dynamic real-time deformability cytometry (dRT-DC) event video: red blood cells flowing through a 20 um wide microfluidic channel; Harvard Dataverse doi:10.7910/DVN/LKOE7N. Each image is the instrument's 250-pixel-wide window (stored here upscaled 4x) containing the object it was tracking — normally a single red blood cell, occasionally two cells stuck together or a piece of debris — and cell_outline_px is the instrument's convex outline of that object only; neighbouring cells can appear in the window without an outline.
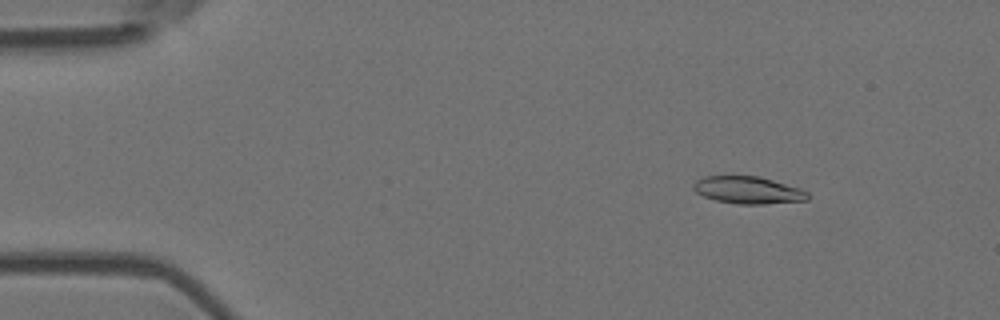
{"species": "Egyptian fruit bat (a non-hibernating species)", "species_latin": "Rousettus aegyptiacus", "temperature_condition": "room temperature", "stored_images_in_passage": 6, "camera_frame_rate_fps": 3000, "um_per_image_px": 0.085, "animal": {"sex": "female"}, "frame": {"image": 1, "passage_image": 2, "time_ms": 0.333, "image_size_px": [1000, 320], "cell_outline_px": [[808, 200], [764, 204], [736, 204], [716, 200], [704, 196], [696, 192], [692, 188], [692, 184], [696, 180], [704, 176], [760, 176], [800, 188], [808, 192]], "centroid_in_image_um": [63.57, 16.15], "position_along_channel_um": 21.4, "area_um2": 18.21}}
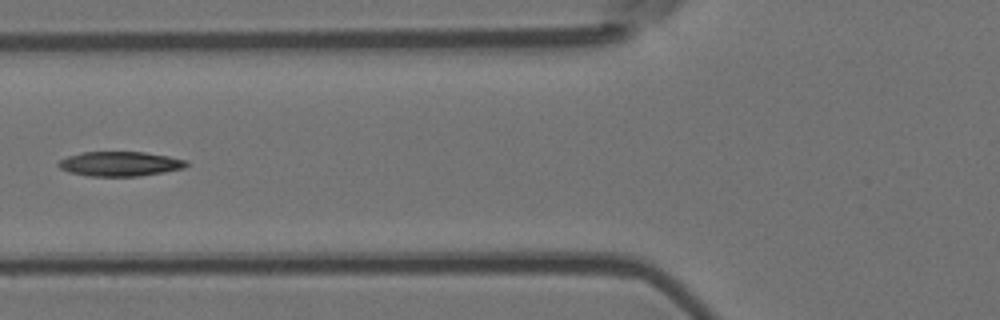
{"frame": {"image": 2, "passage_image": 6, "time_ms": 1.667, "image_size_px": [1000, 320], "cell_outline_px": [[188, 164], [184, 168], [164, 172], [140, 176], [88, 176], [68, 172], [60, 168], [56, 164], [60, 160], [68, 156], [84, 152], [144, 152], [168, 156], [188, 160]], "centroid_in_image_um": [10.2, 13.93], "position_along_channel_um": 115.6, "area_um2": 18.38}}